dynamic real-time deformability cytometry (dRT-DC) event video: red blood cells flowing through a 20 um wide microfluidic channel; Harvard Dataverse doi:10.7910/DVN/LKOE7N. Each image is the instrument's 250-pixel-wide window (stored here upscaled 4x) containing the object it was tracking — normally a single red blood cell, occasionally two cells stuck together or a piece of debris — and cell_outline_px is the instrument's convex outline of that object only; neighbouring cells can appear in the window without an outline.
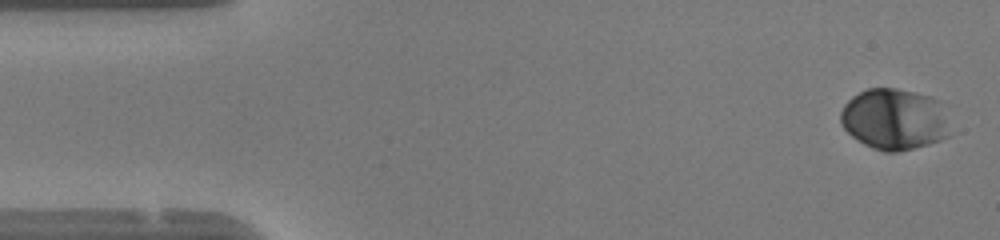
{"species": "human", "species_latin": "Homo sapiens", "temperature_condition": "warm", "stored_images_in_passage": 49, "camera_frame_rate_fps": 3000, "um_per_image_px": 0.085, "donor": {"sex": "female"}, "frame": {"image": 1, "passage_image": 2, "time_ms": 0.333, "image_size_px": [1000, 240], "cell_outline_px": [[948, 136], [940, 140], [928, 144], [896, 152], [884, 152], [872, 148], [864, 144], [852, 136], [844, 128], [840, 120], [840, 112], [844, 104], [852, 96], [868, 88], [896, 88], [916, 92], [932, 96], [940, 100]], "centroid_in_image_um": [75.97, 10.12], "position_along_channel_um": 9.0, "area_um2": 38.78}}
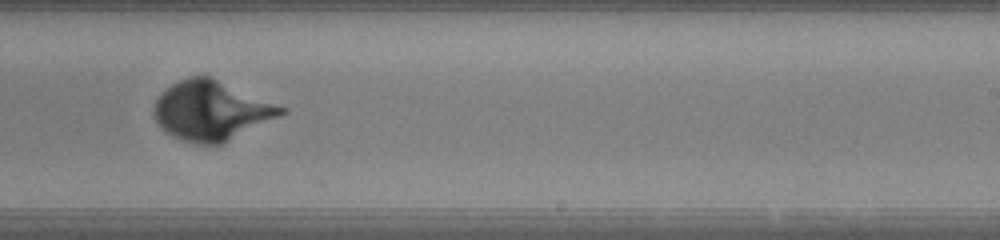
{"frame": {"image": 2, "passage_image": 30, "time_ms": 9.667, "image_size_px": [1000, 240], "cell_outline_px": [[288, 112], [220, 144], [196, 144], [172, 136], [164, 132], [160, 128], [152, 112], [156, 100], [160, 92], [172, 84], [188, 76], [212, 76], [288, 108]], "centroid_in_image_um": [17.95, 9.38], "position_along_channel_um": 271.1, "area_um2": 44.16}}
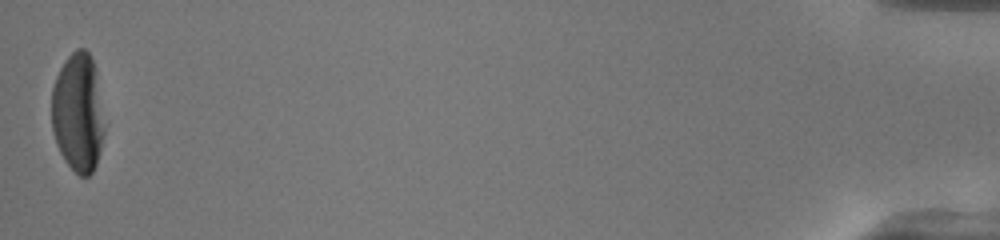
{"frame": {"image": 3, "passage_image": 49, "time_ms": 16.0, "image_size_px": [1000, 240], "cell_outline_px": [[104, 132], [96, 164], [92, 172], [88, 176], [80, 176], [64, 160], [56, 144], [52, 132], [52, 88], [56, 76], [64, 60], [76, 48], [84, 48], [92, 56], [96, 68], [104, 128]], "centroid_in_image_um": [6.62, 9.54], "position_along_channel_um": 428.6, "area_um2": 36.59}}